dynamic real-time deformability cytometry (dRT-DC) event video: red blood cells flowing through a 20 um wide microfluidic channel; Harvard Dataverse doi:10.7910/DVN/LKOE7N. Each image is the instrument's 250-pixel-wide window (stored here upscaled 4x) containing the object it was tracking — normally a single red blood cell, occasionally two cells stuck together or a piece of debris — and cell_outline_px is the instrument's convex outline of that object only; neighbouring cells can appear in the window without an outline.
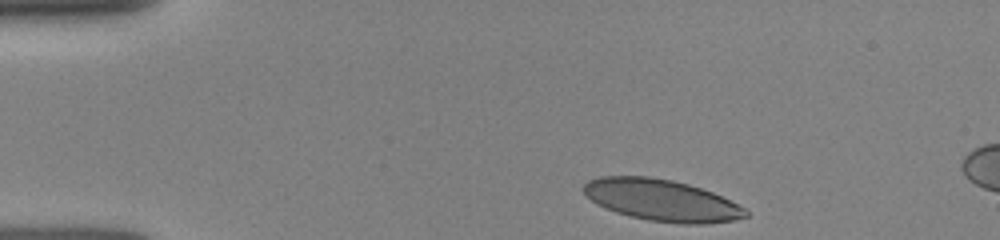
{"species": "human", "species_latin": "Homo sapiens", "temperature_condition": "room temperature", "stored_images_in_passage": 6, "camera_frame_rate_fps": 3000, "um_per_image_px": 0.085, "donor": {"sex": "female"}, "frame": {"image": 1, "passage_image": 1, "time_ms": 0.0, "image_size_px": [1000, 240], "cell_outline_px": [[748, 216], [732, 220], [708, 224], [680, 224], [648, 220], [616, 212], [604, 208], [596, 204], [580, 188], [588, 180], [600, 176], [648, 176], [672, 180], [688, 184], [712, 192], [744, 208], [748, 212]], "centroid_in_image_um": [56.2, 17.01], "position_along_channel_um": 28.8, "area_um2": 39.13}}